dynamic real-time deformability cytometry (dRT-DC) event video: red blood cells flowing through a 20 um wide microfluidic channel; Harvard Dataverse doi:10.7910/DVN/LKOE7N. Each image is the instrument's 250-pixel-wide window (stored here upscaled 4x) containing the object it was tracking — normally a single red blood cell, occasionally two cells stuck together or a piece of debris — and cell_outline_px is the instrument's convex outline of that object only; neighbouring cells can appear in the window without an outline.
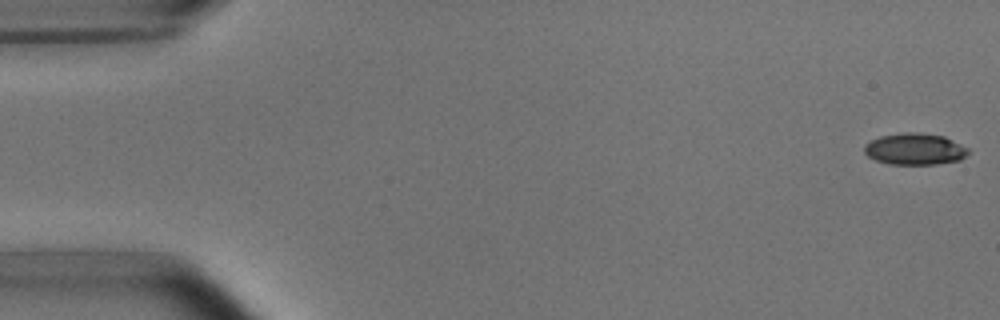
{"species": "common noctule bat (a hibernating species)", "species_latin": "Nyctalus noctula", "temperature_condition": "room temperature", "stored_images_in_passage": 5, "camera_frame_rate_fps": 3000, "um_per_image_px": 0.085, "animal": {"sex": "male", "body_mass_g": 15.6}, "frame": {"image": 1, "passage_image": 1, "time_ms": 0.0, "image_size_px": [1000, 320], "cell_outline_px": [[968, 152], [960, 160], [936, 164], [888, 164], [876, 160], [868, 156], [864, 152], [864, 144], [880, 136], [904, 132], [920, 132], [944, 136], [968, 148]], "centroid_in_image_um": [77.74, 12.66], "position_along_channel_um": 7.3, "area_um2": 19.07}}